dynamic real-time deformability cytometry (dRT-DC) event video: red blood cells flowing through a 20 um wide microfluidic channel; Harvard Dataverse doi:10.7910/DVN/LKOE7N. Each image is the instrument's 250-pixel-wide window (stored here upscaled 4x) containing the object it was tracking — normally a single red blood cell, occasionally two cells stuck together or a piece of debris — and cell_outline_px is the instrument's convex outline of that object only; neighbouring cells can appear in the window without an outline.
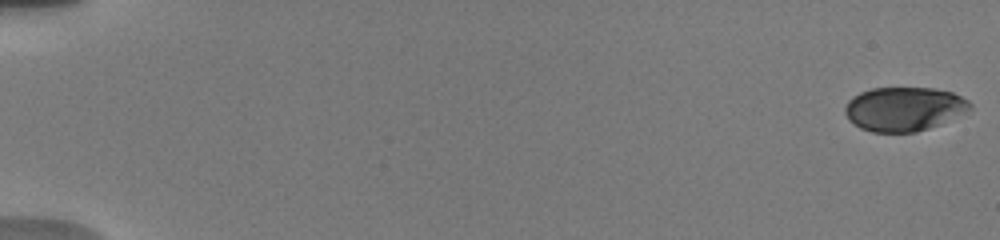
{"species": "human", "species_latin": "Homo sapiens", "temperature_condition": "warm", "stored_images_in_passage": 86, "camera_frame_rate_fps": 3000, "um_per_image_px": 0.085, "donor": {"sex": "male"}, "frame": {"image": 1, "passage_image": 1, "time_ms": 0.0, "image_size_px": [1000, 240], "cell_outline_px": [[972, 108], [940, 124], [916, 132], [872, 132], [860, 128], [848, 120], [844, 112], [844, 108], [848, 100], [852, 96], [860, 92], [872, 88], [932, 88], [952, 92], [968, 100], [972, 104]], "centroid_in_image_um": [76.8, 9.26], "position_along_channel_um": 8.2, "area_um2": 32.08}}
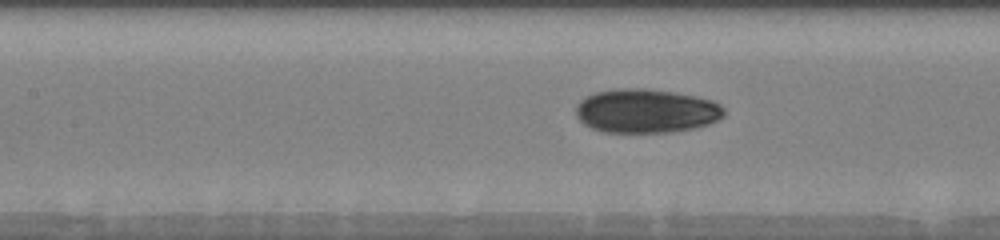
{"frame": {"image": 2, "passage_image": 50, "time_ms": 8.667, "image_size_px": [1000, 240], "cell_outline_px": [[724, 116], [708, 124], [696, 128], [672, 132], [604, 132], [592, 128], [584, 124], [576, 116], [576, 104], [584, 96], [592, 92], [616, 88], [644, 88], [676, 92], [696, 96], [712, 100], [720, 104], [724, 108]], "centroid_in_image_um": [54.9, 9.41], "position_along_channel_um": 152.5, "area_um2": 38.38}}
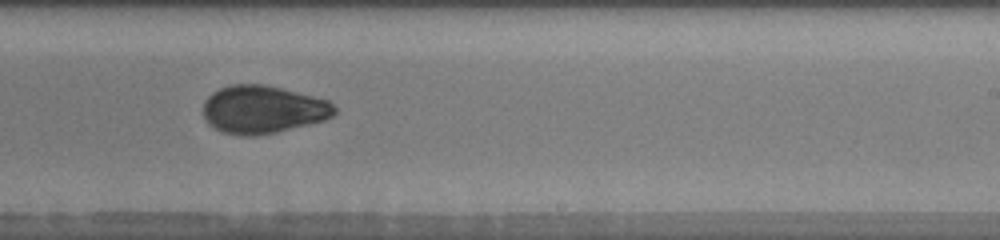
{"frame": {"image": 3, "passage_image": 60, "time_ms": 11.667, "image_size_px": [1000, 240], "cell_outline_px": [[336, 112], [332, 116], [324, 120], [276, 132], [256, 136], [244, 136], [220, 132], [208, 124], [204, 116], [204, 100], [212, 92], [220, 88], [232, 84], [264, 84], [328, 100], [336, 108]], "centroid_in_image_um": [22.31, 9.31], "position_along_channel_um": 266.7, "area_um2": 36.59}, "authors_computed_cell_mechanics": {"area_um2": 34.9112, "velocity_mm_per_s": 3.8132, "shape_relaxation_time_tau1_ms": 4.9638, "shape_relaxation_time_tau2_ms": 1.8779, "deformation_change_tau1": 0.1514, "deformation_change_tau2": 0.0531}}